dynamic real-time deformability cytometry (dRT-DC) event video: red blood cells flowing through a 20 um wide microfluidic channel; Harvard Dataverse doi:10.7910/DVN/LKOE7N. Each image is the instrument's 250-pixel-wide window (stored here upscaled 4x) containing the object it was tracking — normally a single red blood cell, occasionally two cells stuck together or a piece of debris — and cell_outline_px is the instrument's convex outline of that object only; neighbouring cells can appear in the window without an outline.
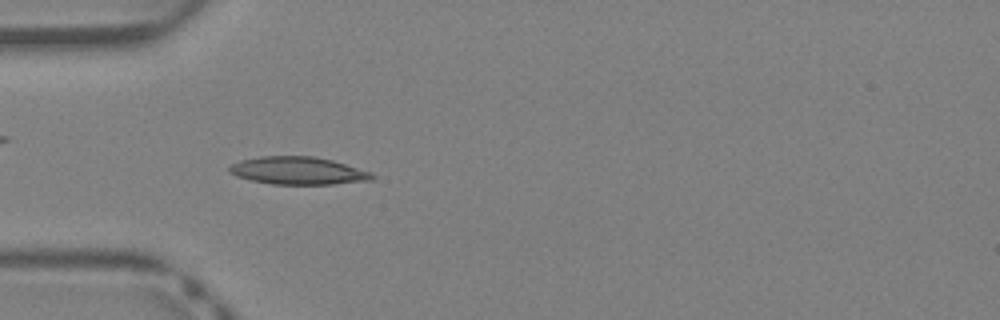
{"species": "Egyptian fruit bat (a non-hibernating species)", "species_latin": "Rousettus aegyptiacus", "temperature_condition": "warm", "stored_images_in_passage": 40, "camera_frame_rate_fps": 3000, "um_per_image_px": 0.085, "animal": {"sex": "female"}, "frame": {"image": 1, "passage_image": 12, "time_ms": 3.667, "image_size_px": [1000, 320], "cell_outline_px": [[376, 176], [372, 180], [332, 184], [272, 184], [252, 180], [236, 176], [228, 172], [228, 168], [232, 164], [240, 160], [260, 156], [312, 156], [332, 160], [372, 172]], "centroid_in_image_um": [25.33, 14.51], "position_along_channel_um": 59.7, "area_um2": 23.0}}
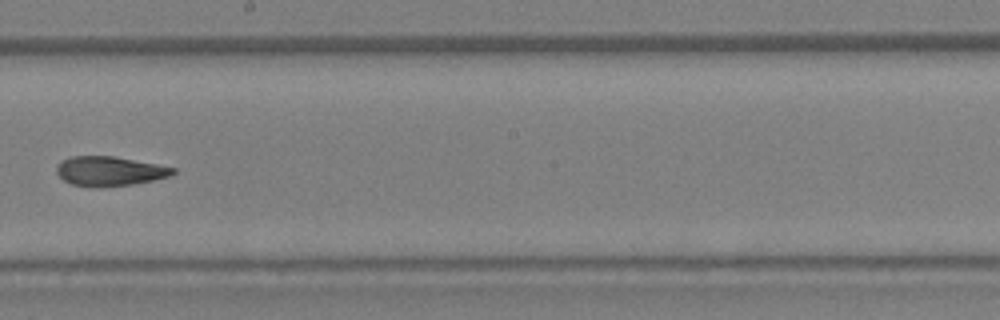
{"frame": {"image": 2, "passage_image": 23, "time_ms": 7.333, "image_size_px": [1000, 320], "cell_outline_px": [[176, 172], [168, 176], [152, 180], [132, 184], [96, 188], [92, 188], [72, 184], [64, 180], [56, 172], [56, 168], [60, 160], [72, 156], [112, 156], [156, 164], [176, 168]], "centroid_in_image_um": [9.27, 14.55], "position_along_channel_um": 238.9, "area_um2": 19.94}}
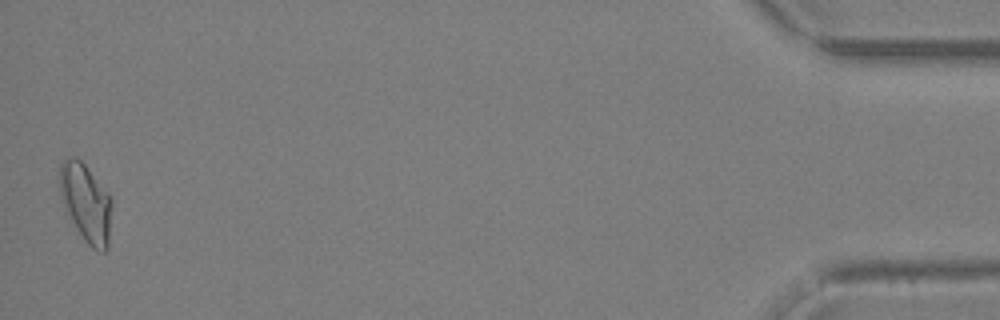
{"frame": {"image": 3, "passage_image": 40, "time_ms": 13.0, "image_size_px": [1000, 320], "cell_outline_px": [[112, 204], [108, 248], [104, 252], [100, 252], [92, 248], [84, 240], [64, 208], [60, 200], [60, 164], [68, 156], [80, 160], [84, 164], [108, 192], [112, 200]], "centroid_in_image_um": [7.31, 17.26], "position_along_channel_um": 427.9, "area_um2": 23.7}, "authors_computed_cell_mechanics": {"area_um2": 20.5768, "velocity_mm_per_s": 4.989, "shape_relaxation_time_tau1_ms": 7.6015, "shape_relaxation_time_tau2_ms": 2.2271, "deformation_change_tau1": 0.2381, "deformation_change_tau2": 0.0783}}